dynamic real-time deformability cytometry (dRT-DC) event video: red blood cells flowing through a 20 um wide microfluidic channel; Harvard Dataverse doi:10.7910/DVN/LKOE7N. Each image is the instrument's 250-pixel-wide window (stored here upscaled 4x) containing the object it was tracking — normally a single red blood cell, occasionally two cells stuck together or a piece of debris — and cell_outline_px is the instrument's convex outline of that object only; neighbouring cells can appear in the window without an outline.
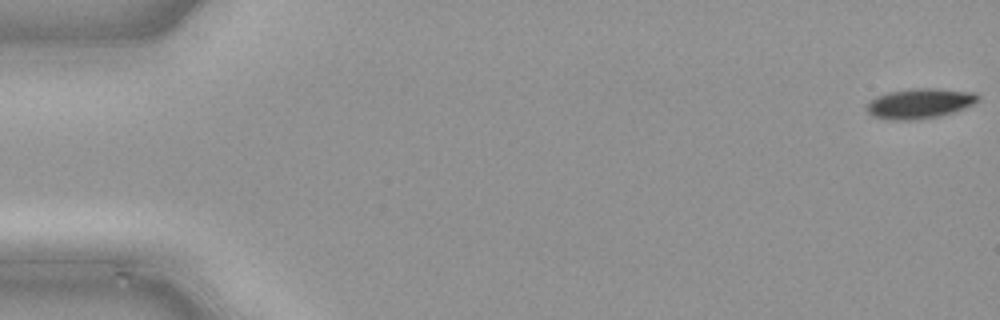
{"species": "common noctule bat (a hibernating species)", "species_latin": "Nyctalus noctula", "temperature_condition": "cold", "stored_images_in_passage": 15, "camera_frame_rate_fps": 3000, "um_per_image_px": 0.085, "animal": {"sex": "male", "body_mass_g": 21.5, "forearm_length_mm": 52.0}, "frame": {"image": 1, "passage_image": 1, "time_ms": 0.0, "image_size_px": [1000, 320], "cell_outline_px": [[980, 100], [964, 108], [940, 116], [916, 120], [888, 120], [872, 116], [864, 108], [868, 100], [876, 96], [888, 92], [916, 88], [936, 88], [976, 92], [980, 96]], "centroid_in_image_um": [78.14, 8.79], "position_along_channel_um": 6.9, "area_um2": 19.83}}
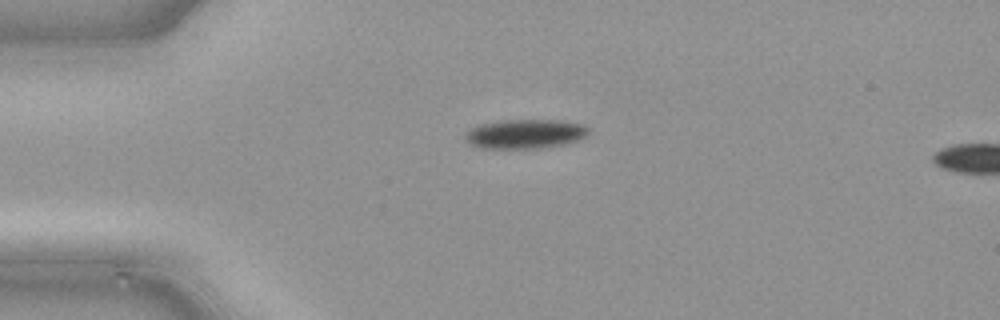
{"frame": {"image": 2, "passage_image": 12, "time_ms": 3.667, "image_size_px": [1000, 320], "cell_outline_px": [[588, 132], [584, 136], [576, 140], [564, 144], [540, 148], [480, 148], [468, 144], [464, 136], [464, 132], [480, 124], [504, 120], [556, 120], [584, 124], [588, 128]], "centroid_in_image_um": [44.58, 11.38], "position_along_channel_um": 40.4, "area_um2": 20.98}}